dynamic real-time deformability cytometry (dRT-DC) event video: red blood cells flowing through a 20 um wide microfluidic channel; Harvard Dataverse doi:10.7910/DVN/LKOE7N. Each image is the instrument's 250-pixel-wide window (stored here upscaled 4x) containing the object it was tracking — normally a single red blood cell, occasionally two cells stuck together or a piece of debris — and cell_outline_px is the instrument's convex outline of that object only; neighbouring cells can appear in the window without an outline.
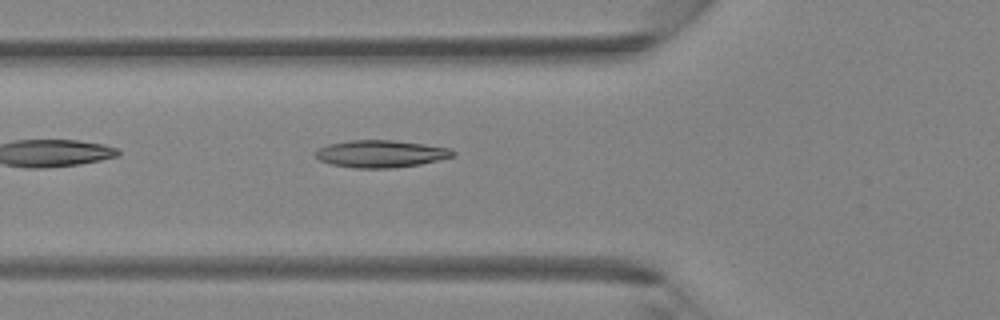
{"species": "Egyptian fruit bat (a non-hibernating species)", "species_latin": "Rousettus aegyptiacus", "temperature_condition": "room temperature", "stored_images_in_passage": 29, "camera_frame_rate_fps": 3000, "um_per_image_px": 0.085, "animal": {"sex": "female"}, "frame": {"image": 1, "passage_image": 4, "time_ms": 1.0, "image_size_px": [1000, 320], "cell_outline_px": [[456, 156], [420, 164], [392, 168], [352, 168], [332, 164], [320, 160], [316, 156], [316, 152], [320, 148], [328, 144], [348, 140], [392, 140], [424, 144], [452, 148], [456, 152]], "centroid_in_image_um": [32.42, 13.07], "position_along_channel_um": 93.4, "area_um2": 21.85}}
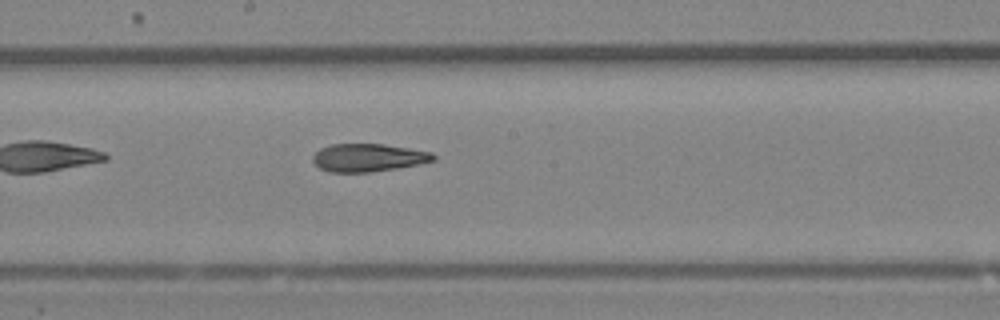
{"frame": {"image": 2, "passage_image": 12, "time_ms": 3.667, "image_size_px": [1000, 320], "cell_outline_px": [[436, 160], [396, 168], [368, 172], [328, 172], [320, 168], [312, 160], [312, 156], [320, 148], [332, 144], [384, 144], [432, 152], [436, 156]], "centroid_in_image_um": [31.28, 13.39], "position_along_channel_um": 216.9, "area_um2": 19.48}}
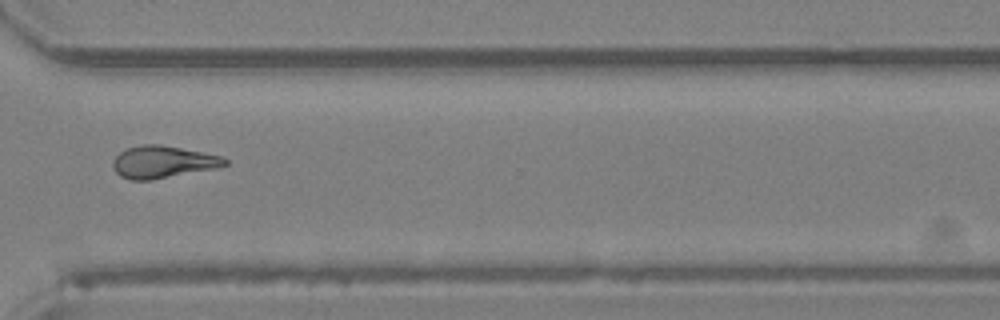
{"frame": {"image": 3, "passage_image": 21, "time_ms": 6.667, "image_size_px": [1000, 320], "cell_outline_px": [[228, 164], [220, 168], [152, 180], [132, 180], [120, 176], [112, 168], [112, 160], [120, 152], [128, 148], [144, 144], [160, 144], [224, 156], [228, 160]], "centroid_in_image_um": [13.88, 13.77], "position_along_channel_um": 356.7, "area_um2": 21.33}}